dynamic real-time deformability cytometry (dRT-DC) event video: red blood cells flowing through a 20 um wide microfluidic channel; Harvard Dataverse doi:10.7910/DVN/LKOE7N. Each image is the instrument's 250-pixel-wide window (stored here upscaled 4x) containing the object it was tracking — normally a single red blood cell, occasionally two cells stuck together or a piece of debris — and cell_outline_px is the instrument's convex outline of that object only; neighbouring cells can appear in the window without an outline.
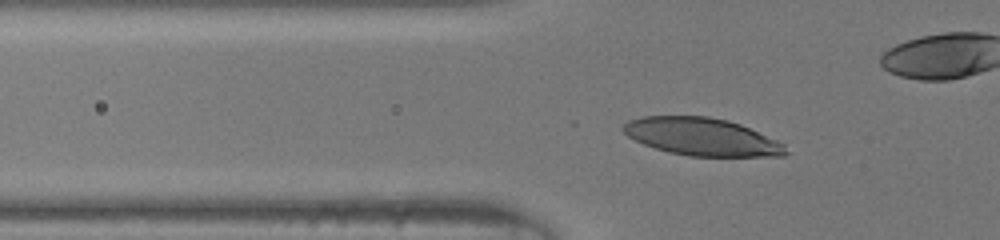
{"species": "human", "species_latin": "Homo sapiens", "temperature_condition": "room temperature", "stored_images_in_passage": 41, "camera_frame_rate_fps": 3000, "um_per_image_px": 0.085, "donor": {"sex": "male"}, "frame": {"image": 1, "passage_image": 10, "time_ms": 3.0, "image_size_px": [1000, 240], "cell_outline_px": [[788, 152], [784, 156], [688, 156], [668, 152], [644, 144], [628, 136], [620, 128], [628, 120], [644, 116], [708, 116], [728, 120], [740, 124], [776, 140], [784, 144]], "centroid_in_image_um": [59.64, 11.62], "position_along_channel_um": 66.2, "area_um2": 35.49}}
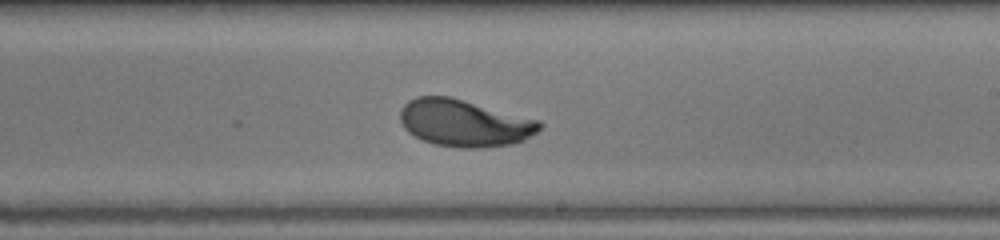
{"frame": {"image": 2, "passage_image": 23, "time_ms": 7.333, "image_size_px": [1000, 240], "cell_outline_px": [[544, 124], [536, 132], [524, 140], [512, 144], [484, 148], [460, 148], [436, 144], [424, 140], [408, 132], [404, 128], [400, 120], [400, 108], [408, 100], [416, 96], [448, 96], [540, 120]], "centroid_in_image_um": [39.47, 10.46], "position_along_channel_um": 249.5, "area_um2": 38.21}}
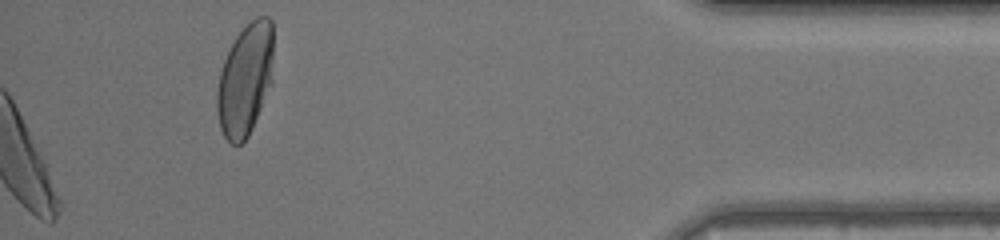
{"frame": {"image": 3, "passage_image": 41, "time_ms": 13.333, "image_size_px": [1000, 240], "cell_outline_px": [[272, 84], [252, 128], [248, 136], [240, 144], [232, 144], [224, 136], [220, 128], [216, 112], [216, 92], [220, 72], [224, 60], [236, 36], [256, 16], [268, 16], [272, 20]], "centroid_in_image_um": [20.83, 6.78], "position_along_channel_um": 414.4, "area_um2": 36.82}}